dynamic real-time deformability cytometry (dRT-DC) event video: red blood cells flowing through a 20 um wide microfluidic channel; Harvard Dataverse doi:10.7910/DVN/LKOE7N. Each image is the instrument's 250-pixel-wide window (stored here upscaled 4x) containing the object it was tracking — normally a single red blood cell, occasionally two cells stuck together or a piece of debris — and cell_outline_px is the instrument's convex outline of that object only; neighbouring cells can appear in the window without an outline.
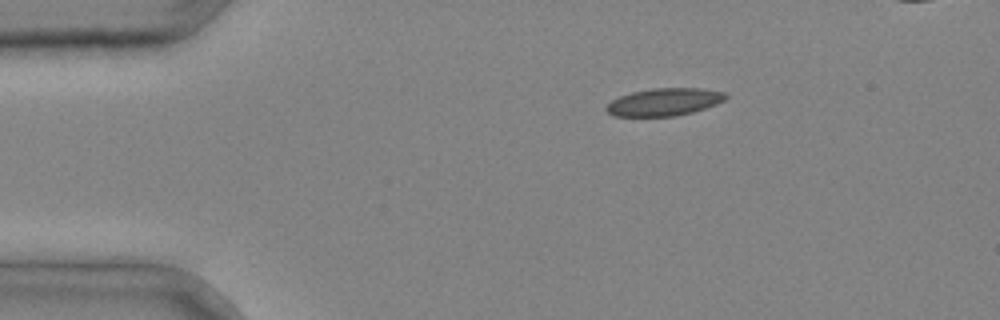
{"species": "common noctule bat (a hibernating species)", "species_latin": "Nyctalus noctula", "temperature_condition": "cold", "stored_images_in_passage": 2, "camera_frame_rate_fps": 3000, "um_per_image_px": 0.085, "animal": {"sex": "male", "body_mass_g": 20.4}, "frame": {"image": 1, "passage_image": 1, "time_ms": 0.0, "image_size_px": [1000, 320], "cell_outline_px": [[728, 96], [724, 100], [716, 104], [692, 112], [676, 116], [612, 116], [604, 108], [612, 100], [620, 96], [632, 92], [652, 88], [700, 88], [724, 92]], "centroid_in_image_um": [56.44, 8.67], "position_along_channel_um": 28.6, "area_um2": 19.07}}